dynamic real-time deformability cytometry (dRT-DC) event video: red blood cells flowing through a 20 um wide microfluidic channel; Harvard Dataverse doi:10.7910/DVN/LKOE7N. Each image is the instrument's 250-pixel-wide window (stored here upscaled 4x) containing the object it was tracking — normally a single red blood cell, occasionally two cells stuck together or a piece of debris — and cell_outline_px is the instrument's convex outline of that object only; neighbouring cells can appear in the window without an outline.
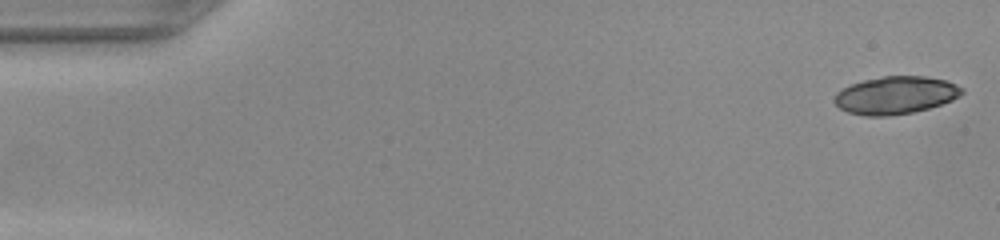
{"species": "common noctule bat (a hibernating species)", "species_latin": "Nyctalus noctula", "temperature_condition": "warm", "stored_images_in_passage": 49, "camera_frame_rate_fps": 3000, "um_per_image_px": 0.085, "animal": {"sex": "female", "body_mass_g": 22.0, "forearm_length_mm": 56.7}, "frame": {"image": 1, "passage_image": 1, "time_ms": 0.0, "image_size_px": [1000, 240], "cell_outline_px": [[964, 92], [960, 96], [952, 100], [928, 108], [912, 112], [888, 116], [864, 116], [848, 112], [840, 108], [832, 100], [836, 92], [852, 84], [864, 80], [884, 76], [924, 76], [944, 80], [956, 84], [964, 88]], "centroid_in_image_um": [76.12, 8.09], "position_along_channel_um": 8.9, "area_um2": 27.92}}
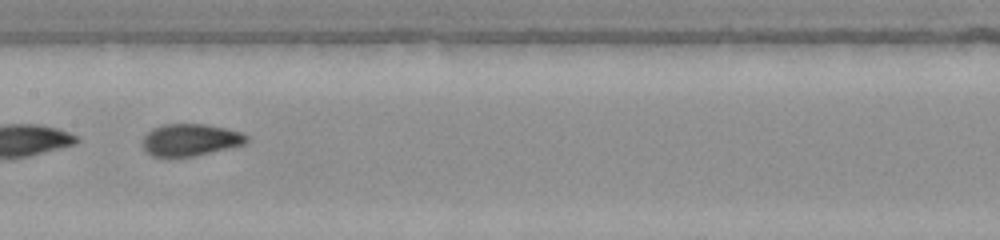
{"frame": {"image": 2, "passage_image": 25, "time_ms": 8.0, "image_size_px": [1000, 240], "cell_outline_px": [[248, 140], [244, 144], [196, 156], [152, 156], [144, 148], [144, 136], [152, 128], [164, 124], [208, 124], [228, 128], [244, 132], [248, 136]], "centroid_in_image_um": [16.24, 11.87], "position_along_channel_um": 191.2, "area_um2": 19.42}}
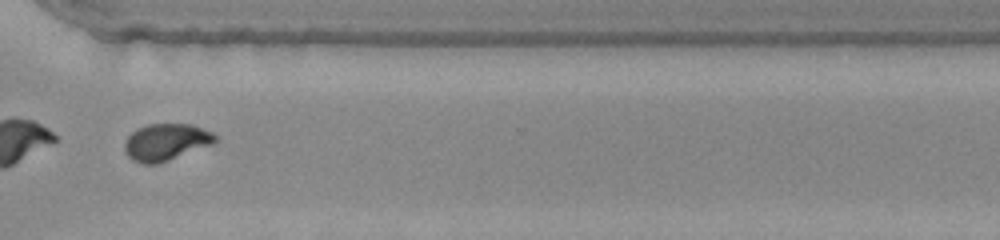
{"frame": {"image": 3, "passage_image": 37, "time_ms": 12.0, "image_size_px": [1000, 240], "cell_outline_px": [[216, 140], [212, 144], [168, 160], [156, 164], [144, 164], [132, 160], [124, 152], [124, 140], [136, 128], [148, 124], [192, 124], [212, 132], [216, 136]], "centroid_in_image_um": [14.06, 12.07], "position_along_channel_um": 356.5, "area_um2": 19.42}}